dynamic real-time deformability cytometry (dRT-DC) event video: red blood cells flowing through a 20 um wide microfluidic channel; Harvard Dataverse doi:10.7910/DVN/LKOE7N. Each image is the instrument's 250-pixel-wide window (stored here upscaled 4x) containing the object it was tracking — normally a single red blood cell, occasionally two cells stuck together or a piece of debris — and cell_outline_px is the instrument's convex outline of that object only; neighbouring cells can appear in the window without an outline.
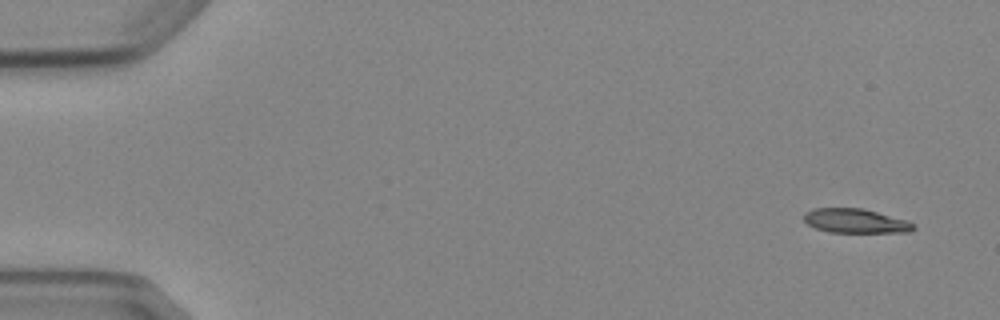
{"species": "Egyptian fruit bat (a non-hibernating species)", "species_latin": "Rousettus aegyptiacus", "temperature_condition": "cold", "stored_images_in_passage": 8, "camera_frame_rate_fps": 3000, "um_per_image_px": 0.085, "animal": {"sex": "female"}, "frame": {"image": 1, "passage_image": 1, "time_ms": 0.0, "image_size_px": [1000, 320], "cell_outline_px": [[916, 228], [912, 232], [828, 232], [816, 228], [808, 224], [804, 220], [804, 212], [812, 208], [864, 208], [908, 220], [916, 224]], "centroid_in_image_um": [72.76, 18.77], "position_along_channel_um": 12.2, "area_um2": 15.72}}
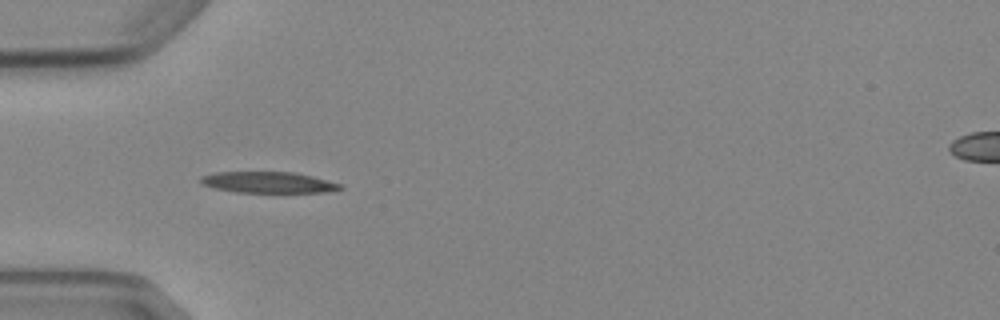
{"frame": {"image": 2, "passage_image": 5, "time_ms": 4.667, "image_size_px": [1000, 320], "cell_outline_px": [[344, 188], [328, 192], [236, 192], [216, 188], [200, 184], [200, 176], [216, 172], [292, 172], [312, 176], [340, 184]], "centroid_in_image_um": [22.77, 15.5], "position_along_channel_um": 62.2, "area_um2": 17.05}}
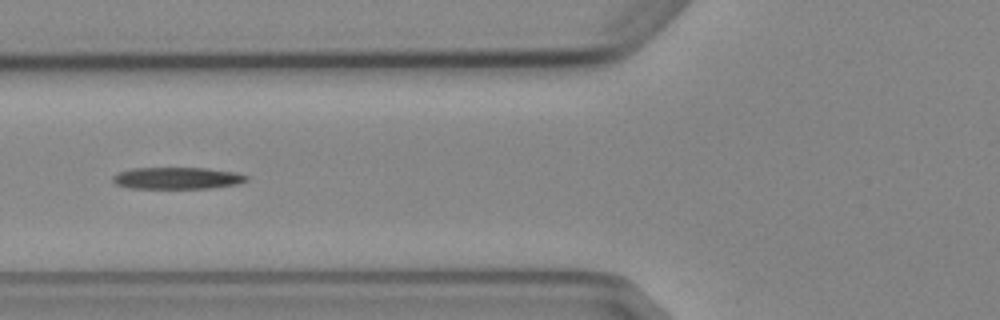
{"frame": {"image": 3, "passage_image": 6, "time_ms": 6.0, "image_size_px": [1000, 320], "cell_outline_px": [[248, 180], [236, 184], [212, 188], [128, 188], [116, 184], [112, 180], [112, 176], [120, 172], [132, 168], [204, 168], [236, 172], [248, 176]], "centroid_in_image_um": [15.05, 15.14], "position_along_channel_um": 110.7, "area_um2": 16.94}}